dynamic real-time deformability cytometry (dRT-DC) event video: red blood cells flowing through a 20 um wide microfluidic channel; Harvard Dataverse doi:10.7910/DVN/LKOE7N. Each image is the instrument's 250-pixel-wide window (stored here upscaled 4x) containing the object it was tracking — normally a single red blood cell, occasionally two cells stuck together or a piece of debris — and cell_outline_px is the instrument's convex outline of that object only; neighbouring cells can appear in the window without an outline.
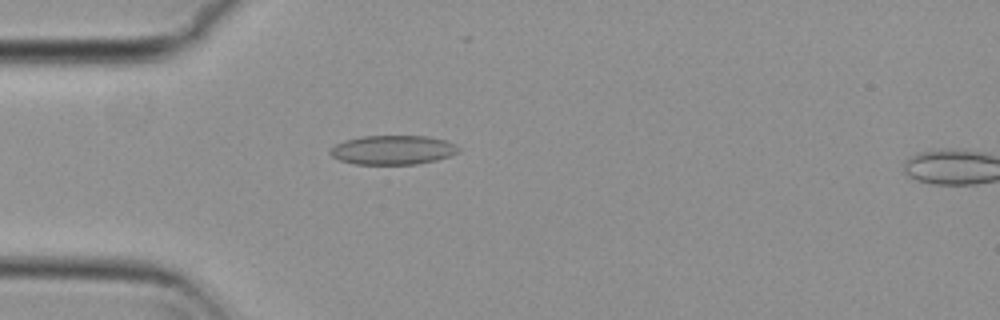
{"species": "common noctule bat (a hibernating species)", "species_latin": "Nyctalus noctula", "temperature_condition": "cold", "stored_images_in_passage": 4, "camera_frame_rate_fps": 3000, "um_per_image_px": 0.085, "animal": {"sex": "female", "body_mass_g": 29.2, "forearm_length_mm": 56.3}, "frame": {"image": 1, "passage_image": 2, "time_ms": 0.333, "image_size_px": [1000, 320], "cell_outline_px": [[460, 148], [456, 152], [448, 156], [436, 160], [416, 164], [356, 164], [340, 160], [332, 156], [328, 152], [336, 144], [344, 140], [360, 136], [428, 136], [444, 140]], "centroid_in_image_um": [33.34, 12.74], "position_along_channel_um": 51.7, "area_um2": 21.62}}